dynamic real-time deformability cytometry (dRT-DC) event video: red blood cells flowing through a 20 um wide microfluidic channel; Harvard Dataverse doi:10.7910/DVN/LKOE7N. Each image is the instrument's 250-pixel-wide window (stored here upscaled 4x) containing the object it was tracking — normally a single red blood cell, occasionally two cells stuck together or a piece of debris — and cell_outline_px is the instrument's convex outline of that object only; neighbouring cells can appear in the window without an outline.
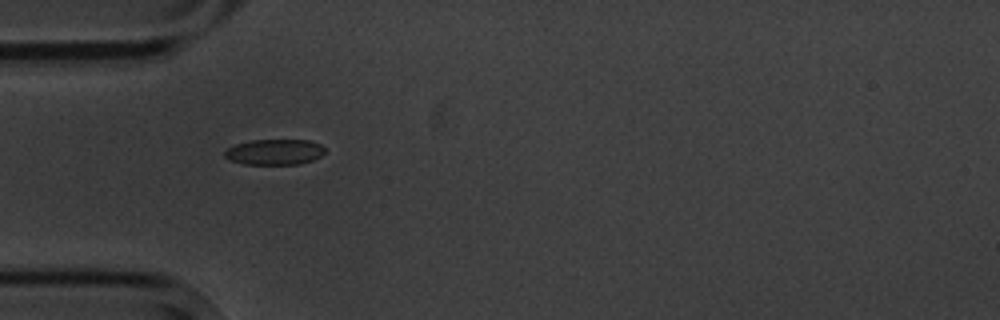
{"species": "common noctule bat (a hibernating species)", "species_latin": "Nyctalus noctula", "temperature_condition": "cold", "stored_images_in_passage": 12, "camera_frame_rate_fps": 3000, "um_per_image_px": 0.085, "animal": {"sex": "male", "body_mass_g": 20.1, "forearm_length_mm": 53.5}, "frame": {"image": 1, "passage_image": 2, "time_ms": 2.0, "image_size_px": [1000, 320], "cell_outline_px": [[324, 152], [320, 156], [312, 160], [300, 164], [244, 164], [228, 160], [224, 156], [224, 152], [228, 148], [236, 144], [252, 140], [308, 140], [320, 144], [324, 148]], "centroid_in_image_um": [23.31, 12.92], "position_along_channel_um": 61.7, "area_um2": 14.91}}
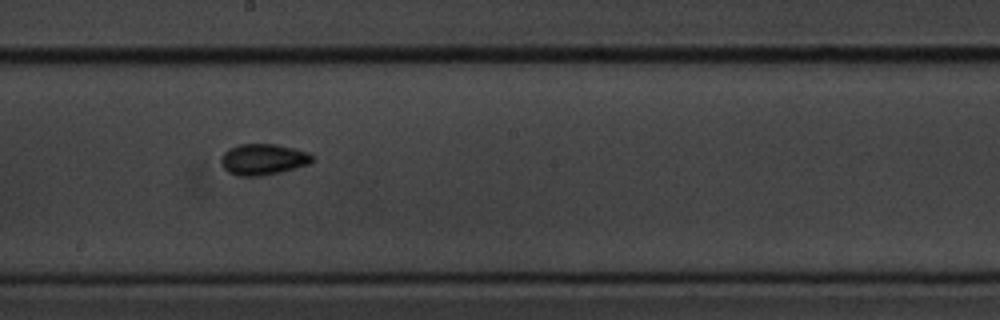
{"frame": {"image": 2, "passage_image": 6, "time_ms": 6.667, "image_size_px": [1000, 320], "cell_outline_px": [[316, 160], [308, 164], [296, 168], [280, 172], [260, 176], [240, 176], [228, 172], [224, 168], [220, 160], [224, 152], [228, 148], [240, 144], [276, 144], [296, 148], [308, 152]], "centroid_in_image_um": [22.38, 13.54], "position_along_channel_um": 225.8, "area_um2": 16.65}}
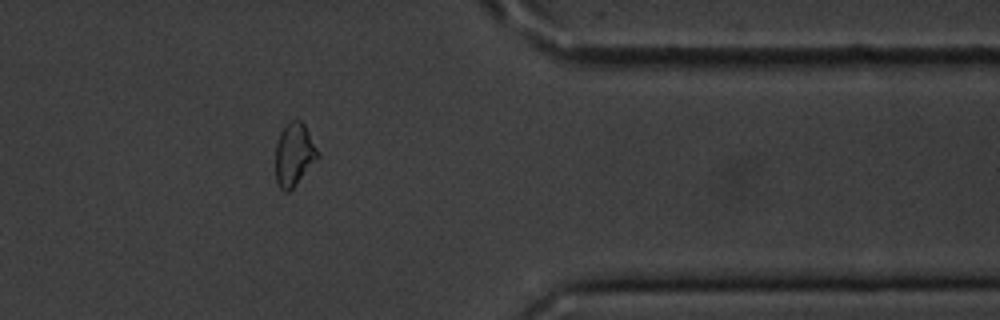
{"frame": {"image": 3, "passage_image": 10, "time_ms": 11.667, "image_size_px": [1000, 320], "cell_outline_px": [[320, 156], [296, 184], [288, 192], [284, 192], [280, 188], [276, 180], [276, 144], [280, 132], [288, 120], [300, 120], [304, 124]], "centroid_in_image_um": [24.98, 13.12], "position_along_channel_um": 386.4, "area_um2": 15.32}, "authors_computed_cell_mechanics": {"area_um2": 15.3748, "velocity_mm_per_s": 3.5373, "shape_relaxation_time_tau1_ms": 1.6343, "shape_relaxation_time_tau2_ms": 0.6613, "deformation_change_tau1": 0.0824, "deformation_change_tau2": 0.0528}}